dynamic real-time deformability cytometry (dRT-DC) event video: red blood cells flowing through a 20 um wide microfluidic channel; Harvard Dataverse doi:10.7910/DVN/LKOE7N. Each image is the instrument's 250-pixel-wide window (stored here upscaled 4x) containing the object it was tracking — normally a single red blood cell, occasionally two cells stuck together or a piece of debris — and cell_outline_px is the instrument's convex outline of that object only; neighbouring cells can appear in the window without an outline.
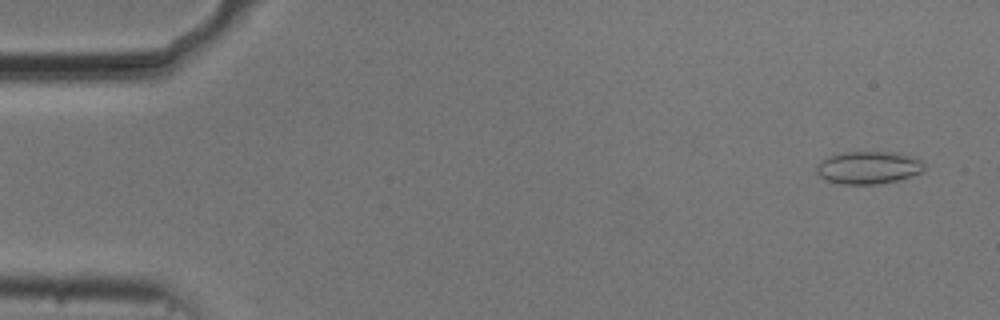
{"species": "common noctule bat (a hibernating species)", "species_latin": "Nyctalus noctula", "temperature_condition": "cold", "stored_images_in_passage": 54, "camera_frame_rate_fps": 3000, "um_per_image_px": 0.085, "animal": {"sex": "male", "body_mass_g": 20.5, "forearm_length_mm": 52.5}, "frame": {"image": 1, "passage_image": 3, "time_ms": 0.667, "image_size_px": [1000, 320], "cell_outline_px": [[924, 172], [896, 180], [876, 184], [840, 184], [828, 180], [820, 176], [816, 172], [816, 168], [828, 156], [844, 152], [900, 152], [912, 156], [920, 160], [924, 164]], "centroid_in_image_um": [73.85, 14.24], "position_along_channel_um": 11.1, "area_um2": 20.35}}
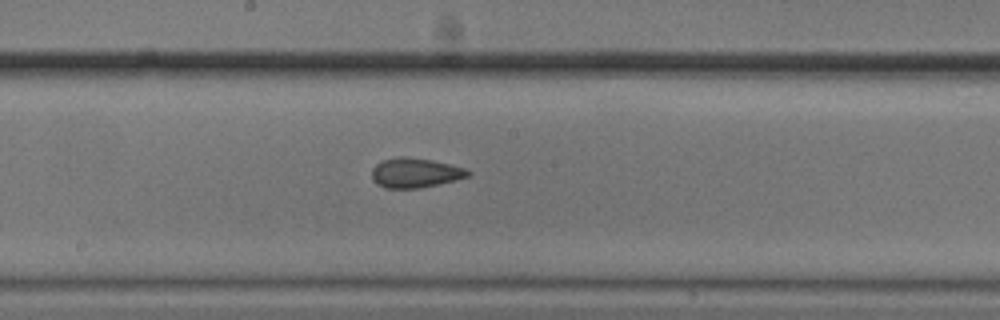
{"frame": {"image": 2, "passage_image": 29, "time_ms": 9.333, "image_size_px": [1000, 320], "cell_outline_px": [[472, 172], [468, 176], [456, 180], [420, 188], [384, 188], [376, 184], [372, 180], [372, 168], [376, 164], [384, 160], [400, 156], [404, 156], [432, 160], [464, 168]], "centroid_in_image_um": [35.26, 14.7], "position_along_channel_um": 212.9, "area_um2": 16.59}}
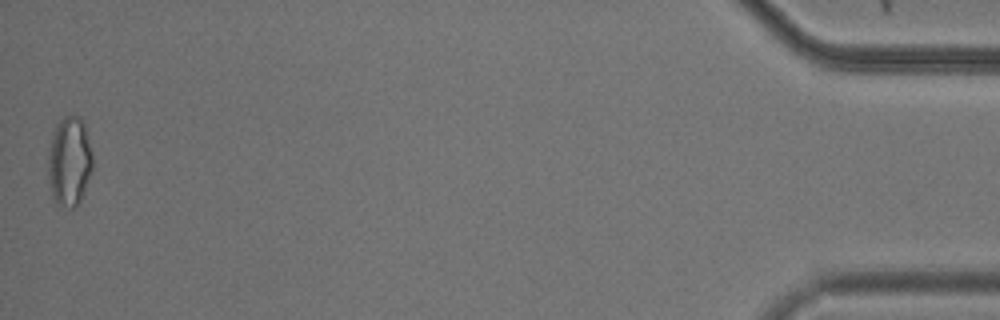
{"frame": {"image": 3, "passage_image": 54, "time_ms": 17.667, "image_size_px": [1000, 320], "cell_outline_px": [[92, 168], [84, 192], [80, 200], [72, 208], [68, 208], [56, 204], [52, 200], [48, 176], [48, 152], [52, 136], [56, 124], [64, 116], [80, 116], [84, 124], [92, 156]], "centroid_in_image_um": [5.87, 13.74], "position_along_channel_um": 429.3, "area_um2": 23.18}, "authors_computed_cell_mechanics": {"area_um2": 17.6868, "velocity_mm_per_s": 3.7191, "shape_relaxation_time_tau1_ms": null, "shape_relaxation_time_tau2_ms": 1.1172, "deformation_change_tau1": null, "deformation_change_tau2": 0.0844}}